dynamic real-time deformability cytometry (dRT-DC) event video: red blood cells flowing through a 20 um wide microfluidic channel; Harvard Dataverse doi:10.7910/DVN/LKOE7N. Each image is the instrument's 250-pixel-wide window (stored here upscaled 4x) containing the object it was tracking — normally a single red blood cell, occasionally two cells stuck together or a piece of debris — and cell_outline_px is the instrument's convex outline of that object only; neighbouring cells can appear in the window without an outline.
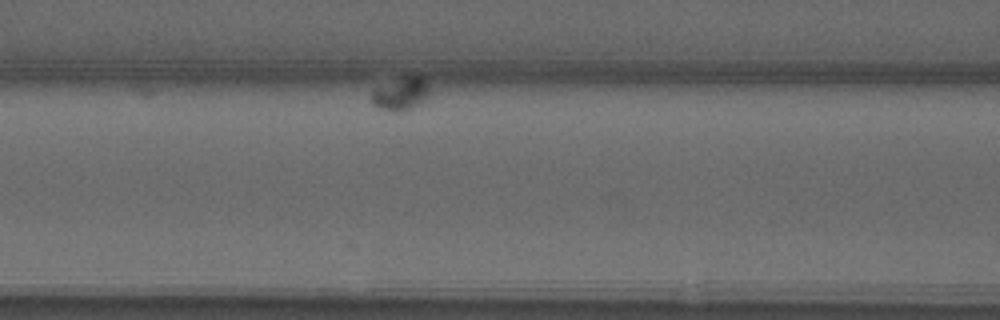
{"species": "common noctule bat (a hibernating species)", "species_latin": "Nyctalus noctula", "temperature_condition": "warm", "stored_images_in_passage": 42, "camera_frame_rate_fps": 3000, "um_per_image_px": 0.085, "animal": {"sex": "male", "forearm_length_mm": 52.5}, "frame": {"image": 1, "passage_image": 12, "time_ms": 3.667, "image_size_px": [1000, 320], "cell_outline_px": [[428, 96], [424, 100], [404, 112], [396, 112], [380, 108], [372, 104], [372, 92], [376, 88], [404, 76], [420, 76], [428, 92]], "centroid_in_image_um": [34.02, 8.0], "position_along_channel_um": 132.6, "area_um2": 10.64}}
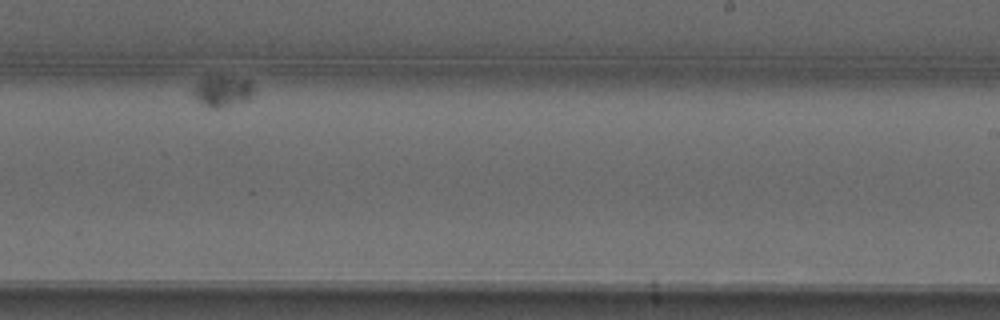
{"frame": {"image": 2, "passage_image": 30, "time_ms": 9.667, "image_size_px": [1000, 320], "cell_outline_px": [[252, 92], [248, 100], [220, 108], [212, 108], [196, 100], [192, 96], [196, 84], [212, 76], [224, 76], [248, 80], [252, 84]], "centroid_in_image_um": [18.9, 7.77], "position_along_channel_um": 270.1, "area_um2": 10.58}}
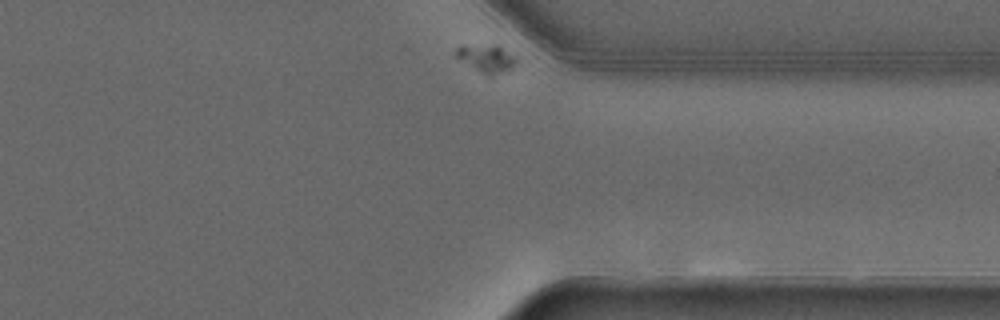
{"frame": {"image": 3, "passage_image": 42, "time_ms": 13.667, "image_size_px": [1000, 320], "cell_outline_px": [[520, 64], [512, 68], [492, 76], [484, 76], [456, 56], [452, 52], [460, 44], [500, 44], [516, 56], [520, 60]], "centroid_in_image_um": [41.4, 4.93], "position_along_channel_um": 370.0, "area_um2": 10.58}}